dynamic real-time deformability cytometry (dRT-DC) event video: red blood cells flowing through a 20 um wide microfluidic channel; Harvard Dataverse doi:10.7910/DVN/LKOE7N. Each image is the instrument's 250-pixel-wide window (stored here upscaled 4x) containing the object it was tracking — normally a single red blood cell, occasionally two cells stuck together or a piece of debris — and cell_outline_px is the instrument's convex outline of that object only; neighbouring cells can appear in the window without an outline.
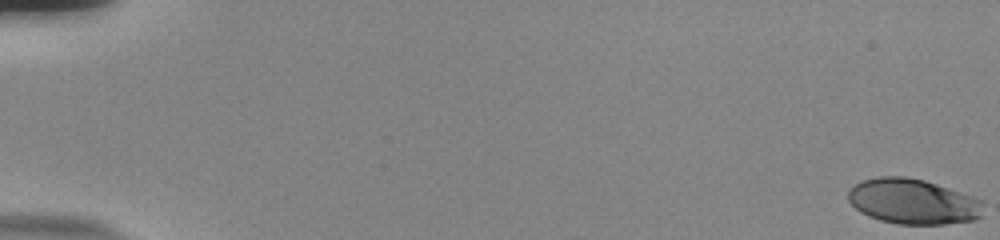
{"species": "human", "species_latin": "Homo sapiens", "temperature_condition": "room temperature", "stored_images_in_passage": 57, "camera_frame_rate_fps": 3000, "um_per_image_px": 0.085, "donor": {"sex": "male"}, "frame": {"image": 1, "passage_image": 1, "time_ms": 0.0, "image_size_px": [1000, 240], "cell_outline_px": [[984, 216], [976, 220], [944, 224], [900, 224], [880, 220], [868, 216], [860, 212], [848, 200], [848, 192], [860, 180], [876, 176], [908, 176], [924, 180], [972, 196], [980, 200], [984, 204]], "centroid_in_image_um": [77.62, 17.13], "position_along_channel_um": 7.4, "area_um2": 35.89}}
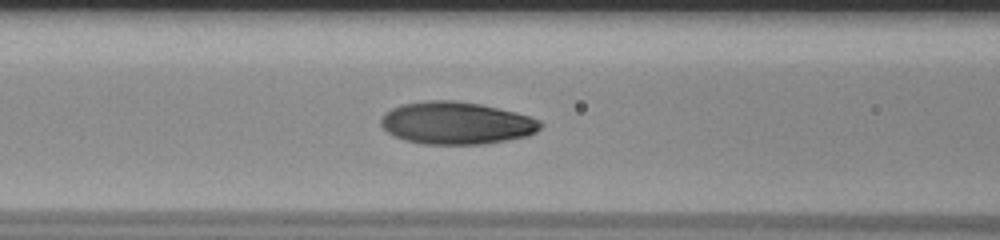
{"frame": {"image": 2, "passage_image": 26, "time_ms": 8.333, "image_size_px": [1000, 240], "cell_outline_px": [[544, 124], [536, 132], [528, 136], [508, 140], [484, 144], [424, 144], [404, 140], [392, 136], [380, 124], [380, 120], [384, 112], [400, 104], [428, 100], [452, 100], [480, 104], [516, 112], [540, 120]], "centroid_in_image_um": [38.78, 10.46], "position_along_channel_um": 127.8, "area_um2": 39.71}}
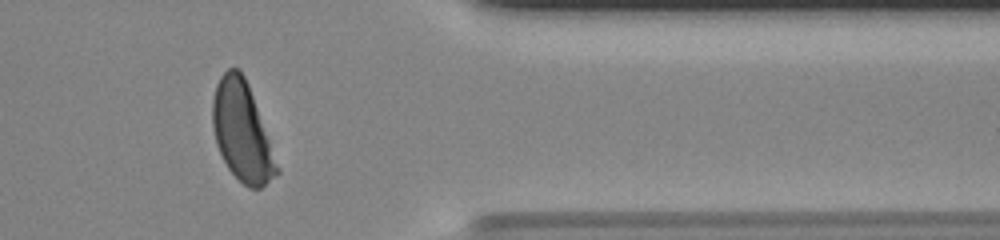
{"frame": {"image": 3, "passage_image": 48, "time_ms": 15.667, "image_size_px": [1000, 240], "cell_outline_px": [[280, 172], [276, 176], [260, 188], [248, 188], [228, 168], [216, 144], [212, 124], [212, 100], [216, 84], [220, 76], [228, 68], [240, 68], [248, 84]], "centroid_in_image_um": [20.53, 11.17], "position_along_channel_um": 390.9, "area_um2": 36.47}, "authors_computed_cell_mechanics": {"area_um2": 38.0902, "velocity_mm_per_s": 3.7547, "shape_relaxation_time_tau1_ms": 3.4633, "shape_relaxation_time_tau2_ms": null, "deformation_change_tau1": 0.1836, "deformation_change_tau2": null}}